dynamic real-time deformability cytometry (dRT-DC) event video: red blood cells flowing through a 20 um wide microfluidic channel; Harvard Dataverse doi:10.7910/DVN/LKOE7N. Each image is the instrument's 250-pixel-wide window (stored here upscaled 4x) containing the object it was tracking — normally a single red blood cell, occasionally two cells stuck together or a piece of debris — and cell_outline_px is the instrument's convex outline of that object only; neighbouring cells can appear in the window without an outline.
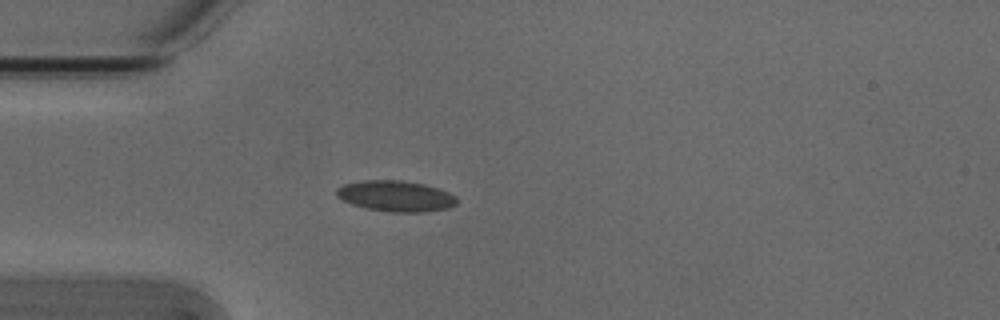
{"species": "Egyptian fruit bat (a non-hibernating species)", "species_latin": "Rousettus aegyptiacus", "temperature_condition": "cold", "stored_images_in_passage": 40, "camera_frame_rate_fps": 3000, "um_per_image_px": 0.085, "animal": {"sex": "male"}, "frame": {"image": 1, "passage_image": 1, "time_ms": 0.0, "image_size_px": [1000, 320], "cell_outline_px": [[456, 204], [448, 208], [424, 212], [392, 212], [364, 208], [352, 204], [336, 196], [336, 188], [344, 184], [364, 180], [400, 180], [424, 184], [448, 192], [456, 196]], "centroid_in_image_um": [33.62, 16.67], "position_along_channel_um": 51.4, "area_um2": 21.56}}
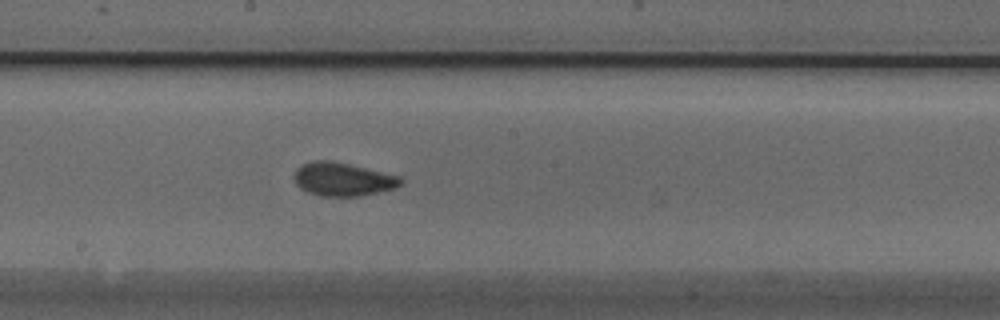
{"frame": {"image": 2, "passage_image": 15, "time_ms": 4.667, "image_size_px": [1000, 320], "cell_outline_px": [[404, 184], [396, 188], [360, 196], [320, 196], [308, 192], [300, 188], [296, 184], [292, 176], [296, 168], [300, 164], [312, 160], [332, 160], [400, 176], [404, 180]], "centroid_in_image_um": [29.12, 15.23], "position_along_channel_um": 219.1, "area_um2": 21.1}}
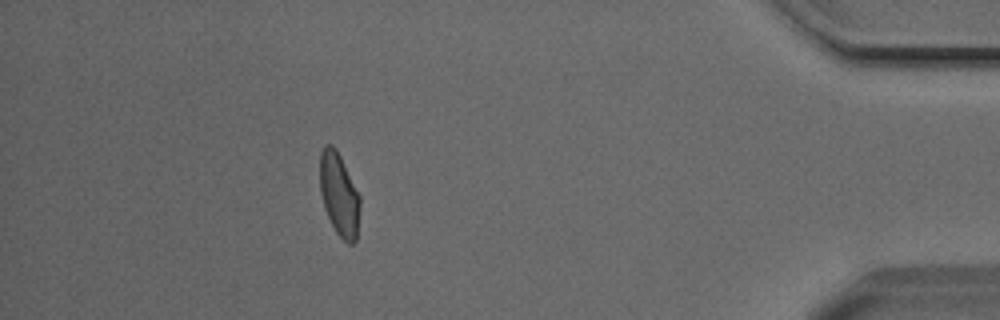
{"frame": {"image": 3, "passage_image": 34, "time_ms": 11.0, "image_size_px": [1000, 320], "cell_outline_px": [[360, 208], [356, 240], [352, 244], [348, 244], [336, 232], [324, 208], [320, 192], [320, 152], [324, 144], [332, 144], [336, 148], [360, 196]], "centroid_in_image_um": [28.82, 16.51], "position_along_channel_um": 406.4, "area_um2": 19.36}, "authors_computed_cell_mechanics": {"area_um2": 19.4208, "velocity_mm_per_s": 3.8088, "shape_relaxation_time_tau1_ms": null, "shape_relaxation_time_tau2_ms": 0.7771, "deformation_change_tau1": null, "deformation_change_tau2": 0.0358}}